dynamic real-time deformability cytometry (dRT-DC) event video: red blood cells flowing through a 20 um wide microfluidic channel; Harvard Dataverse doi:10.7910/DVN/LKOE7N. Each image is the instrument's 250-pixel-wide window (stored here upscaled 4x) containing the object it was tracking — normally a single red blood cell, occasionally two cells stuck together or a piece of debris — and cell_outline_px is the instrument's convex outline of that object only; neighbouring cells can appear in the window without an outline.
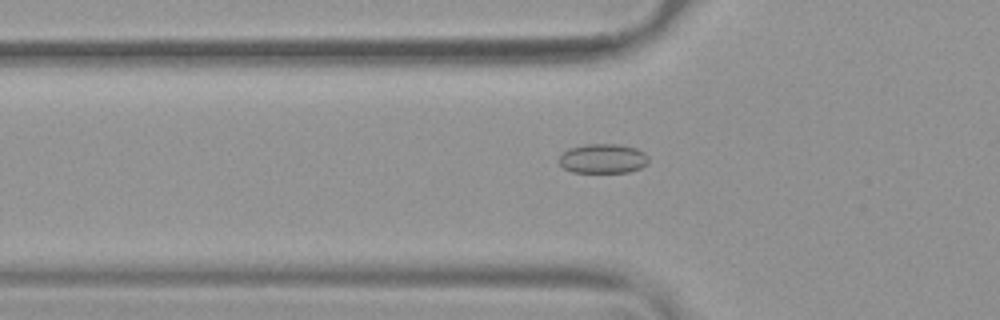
{"species": "common noctule bat (a hibernating species)", "species_latin": "Nyctalus noctula", "temperature_condition": "warm", "stored_images_in_passage": 55, "camera_frame_rate_fps": 3000, "um_per_image_px": 0.085, "animal": {"sex": "female", "body_mass_g": 19.9}, "frame": {"image": 1, "passage_image": 19, "time_ms": 6.0, "image_size_px": [1000, 320], "cell_outline_px": [[648, 164], [640, 168], [628, 172], [572, 172], [564, 168], [556, 160], [568, 148], [584, 144], [620, 144], [636, 148], [644, 152], [648, 156]], "centroid_in_image_um": [51.24, 13.47], "position_along_channel_um": 74.6, "area_um2": 15.55}}
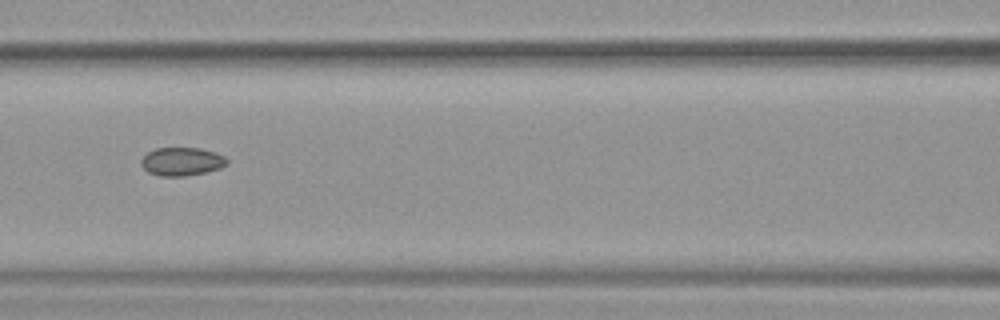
{"frame": {"image": 2, "passage_image": 25, "time_ms": 8.0, "image_size_px": [1000, 320], "cell_outline_px": [[228, 164], [220, 168], [204, 172], [184, 176], [160, 176], [148, 172], [140, 164], [140, 160], [148, 152], [156, 148], [200, 148], [216, 152], [224, 156], [228, 160]], "centroid_in_image_um": [15.45, 13.72], "position_along_channel_um": 151.1, "area_um2": 14.16}}
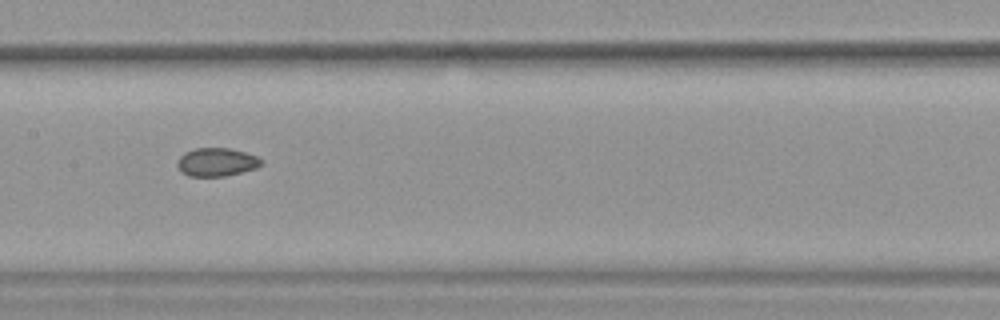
{"frame": {"image": 3, "passage_image": 28, "time_ms": 9.0, "image_size_px": [1000, 320], "cell_outline_px": [[264, 160], [256, 168], [224, 176], [188, 176], [180, 172], [176, 164], [180, 156], [184, 152], [196, 148], [228, 148], [244, 152], [256, 156]], "centroid_in_image_um": [18.37, 13.78], "position_along_channel_um": 189.0, "area_um2": 13.81}}